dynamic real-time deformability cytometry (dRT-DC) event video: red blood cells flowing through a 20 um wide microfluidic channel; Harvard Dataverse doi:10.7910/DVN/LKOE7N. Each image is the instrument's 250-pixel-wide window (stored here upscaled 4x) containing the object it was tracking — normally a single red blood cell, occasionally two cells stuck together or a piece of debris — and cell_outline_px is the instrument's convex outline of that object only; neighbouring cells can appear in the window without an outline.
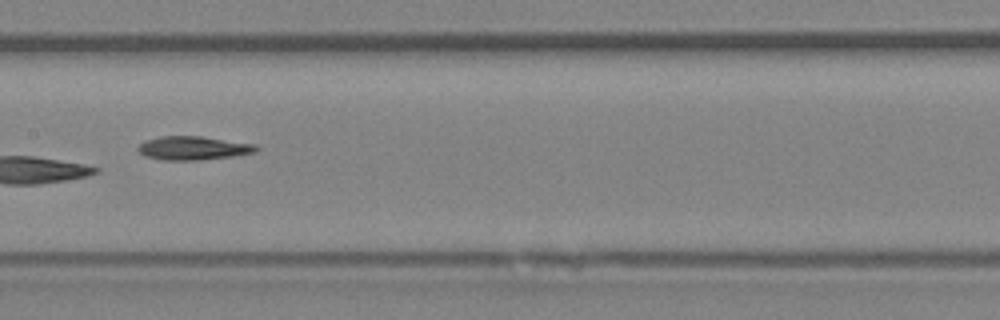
{"species": "Egyptian fruit bat (a non-hibernating species)", "species_latin": "Rousettus aegyptiacus", "temperature_condition": "room temperature", "stored_images_in_passage": 9, "camera_frame_rate_fps": 3000, "um_per_image_px": 0.085, "animal": {"sex": "female"}, "frame": {"image": 1, "passage_image": 8, "time_ms": 8.0, "image_size_px": [1000, 320], "cell_outline_px": [[260, 148], [256, 152], [236, 156], [200, 160], [160, 160], [144, 156], [136, 148], [144, 140], [160, 136], [200, 136], [256, 144]], "centroid_in_image_um": [16.43, 12.59], "position_along_channel_um": 191.0, "area_um2": 16.53}}